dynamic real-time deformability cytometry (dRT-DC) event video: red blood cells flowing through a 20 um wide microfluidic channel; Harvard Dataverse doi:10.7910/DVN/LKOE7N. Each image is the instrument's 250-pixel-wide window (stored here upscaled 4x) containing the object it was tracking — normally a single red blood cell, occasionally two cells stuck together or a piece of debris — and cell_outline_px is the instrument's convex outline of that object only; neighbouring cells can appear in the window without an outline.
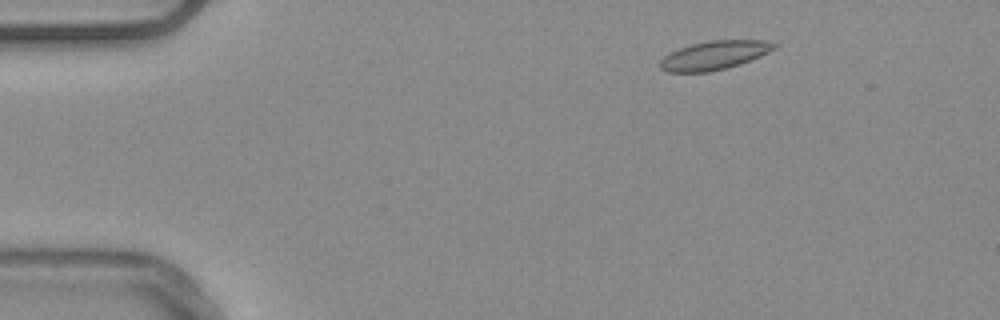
{"species": "common noctule bat (a hibernating species)", "species_latin": "Nyctalus noctula", "temperature_condition": "warm", "stored_images_in_passage": 51, "camera_frame_rate_fps": 3000, "um_per_image_px": 0.085, "animal": {"sex": "male", "body_mass_g": 20.4}, "frame": {"image": 1, "passage_image": 5, "time_ms": 1.333, "image_size_px": [1000, 320], "cell_outline_px": [[780, 44], [776, 48], [760, 56], [740, 64], [728, 68], [708, 72], [668, 72], [660, 68], [660, 60], [668, 52], [692, 44], [708, 40], [764, 40]], "centroid_in_image_um": [60.72, 4.69], "position_along_channel_um": 24.3, "area_um2": 19.25}}
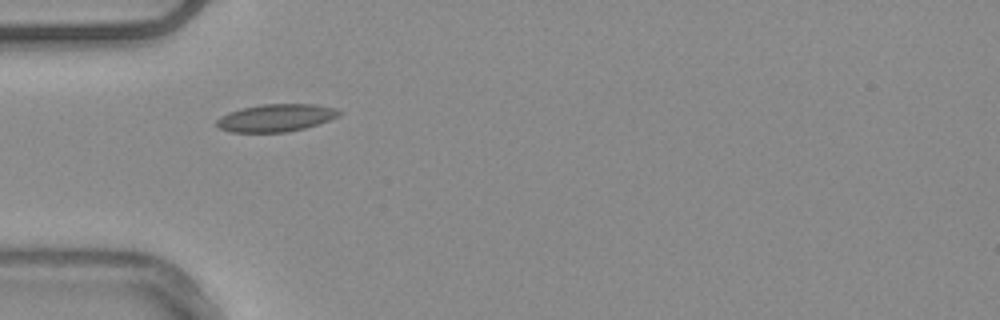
{"frame": {"image": 2, "passage_image": 14, "time_ms": 4.333, "image_size_px": [1000, 320], "cell_outline_px": [[344, 112], [340, 116], [304, 128], [288, 132], [232, 132], [220, 128], [216, 124], [216, 120], [220, 116], [228, 112], [244, 108], [264, 104], [316, 104], [336, 108]], "centroid_in_image_um": [23.48, 10.01], "position_along_channel_um": 61.5, "area_um2": 19.59}}
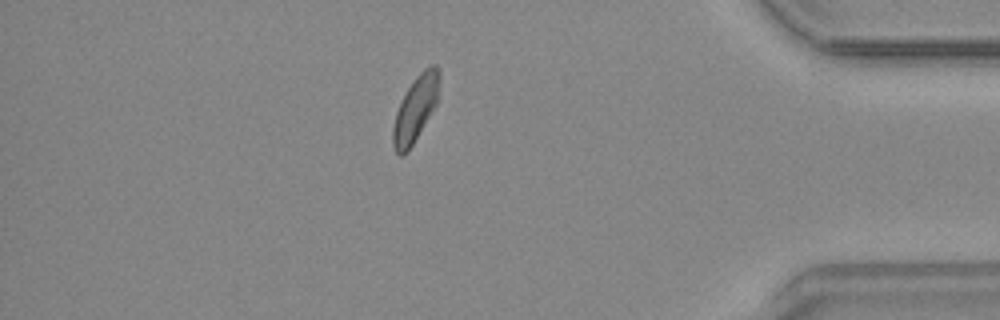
{"frame": {"image": 3, "passage_image": 44, "time_ms": 14.333, "image_size_px": [1000, 320], "cell_outline_px": [[440, 80], [436, 104], [408, 152], [404, 156], [400, 156], [396, 152], [392, 144], [392, 128], [396, 112], [408, 88], [416, 76], [424, 68], [432, 64], [436, 64], [440, 68]], "centroid_in_image_um": [35.32, 9.24], "position_along_channel_um": 399.9, "area_um2": 17.63}, "authors_computed_cell_mechanics": {"area_um2": 18.2648, "velocity_mm_per_s": 3.7593, "shape_relaxation_time_tau1_ms": 9.7668, "shape_relaxation_time_tau2_ms": 1.3181, "deformation_change_tau1": 0.175, "deformation_change_tau2": 0.0502}}